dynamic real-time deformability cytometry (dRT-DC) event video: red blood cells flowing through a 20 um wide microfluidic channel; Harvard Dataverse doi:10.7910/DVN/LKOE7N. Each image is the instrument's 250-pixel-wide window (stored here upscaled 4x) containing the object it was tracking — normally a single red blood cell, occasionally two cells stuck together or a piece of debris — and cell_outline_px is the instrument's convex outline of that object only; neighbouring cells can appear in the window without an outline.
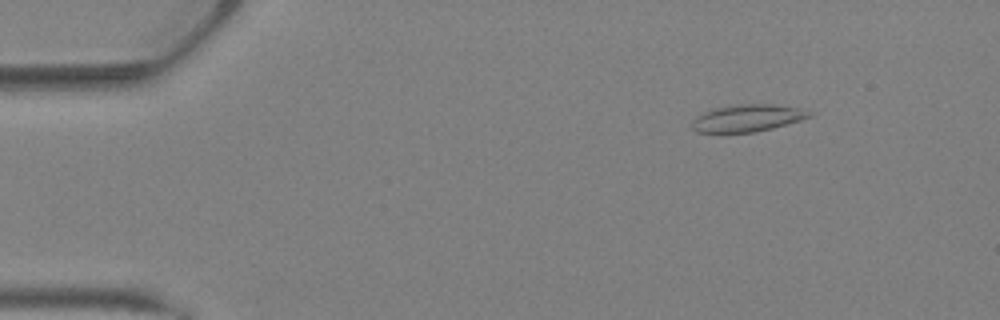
{"species": "Egyptian fruit bat (a non-hibernating species)", "species_latin": "Rousettus aegyptiacus", "temperature_condition": "warm", "stored_images_in_passage": 29, "camera_frame_rate_fps": 3000, "um_per_image_px": 0.085, "animal": {"sex": "female"}, "frame": {"image": 1, "passage_image": 3, "time_ms": 0.667, "image_size_px": [1000, 320], "cell_outline_px": [[812, 116], [800, 120], [772, 128], [756, 132], [696, 132], [692, 128], [692, 120], [696, 116], [712, 108], [728, 104], [772, 104], [796, 108], [812, 112]], "centroid_in_image_um": [63.48, 10.02], "position_along_channel_um": 21.5, "area_um2": 18.55}}
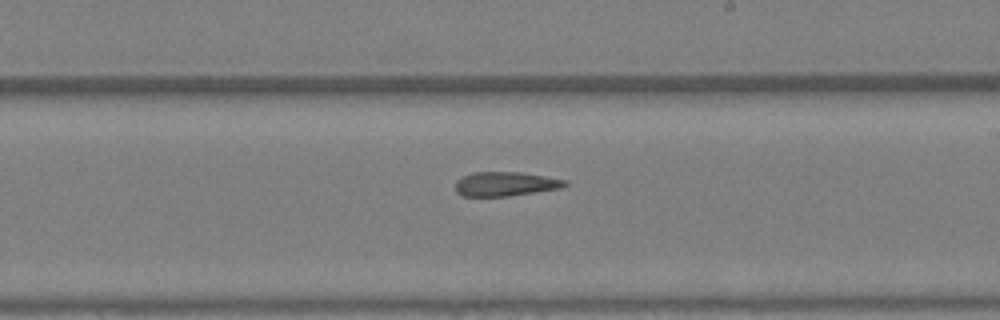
{"frame": {"image": 2, "passage_image": 20, "time_ms": 6.333, "image_size_px": [1000, 320], "cell_outline_px": [[568, 184], [560, 188], [536, 192], [508, 196], [460, 196], [456, 192], [456, 180], [472, 172], [520, 172], [568, 180]], "centroid_in_image_um": [42.95, 15.63], "position_along_channel_um": 246.1, "area_um2": 15.49}}
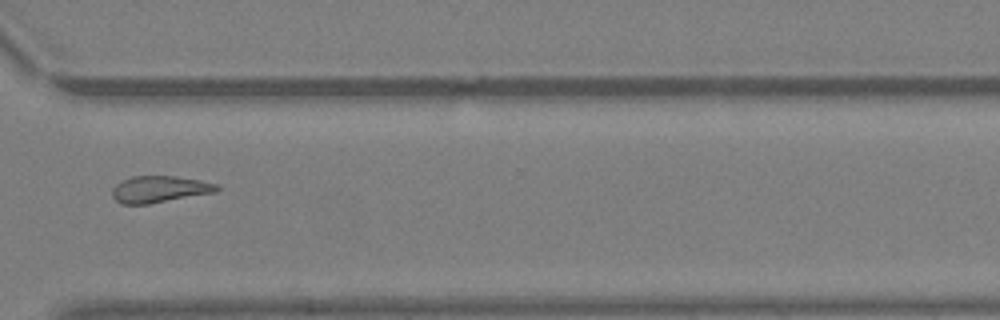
{"frame": {"image": 3, "passage_image": 26, "time_ms": 8.333, "image_size_px": [1000, 320], "cell_outline_px": [[220, 188], [216, 192], [148, 204], [120, 204], [112, 196], [112, 188], [120, 180], [132, 176], [172, 176], [200, 180], [220, 184]], "centroid_in_image_um": [13.55, 16.08], "position_along_channel_um": 357.1, "area_um2": 16.36}}